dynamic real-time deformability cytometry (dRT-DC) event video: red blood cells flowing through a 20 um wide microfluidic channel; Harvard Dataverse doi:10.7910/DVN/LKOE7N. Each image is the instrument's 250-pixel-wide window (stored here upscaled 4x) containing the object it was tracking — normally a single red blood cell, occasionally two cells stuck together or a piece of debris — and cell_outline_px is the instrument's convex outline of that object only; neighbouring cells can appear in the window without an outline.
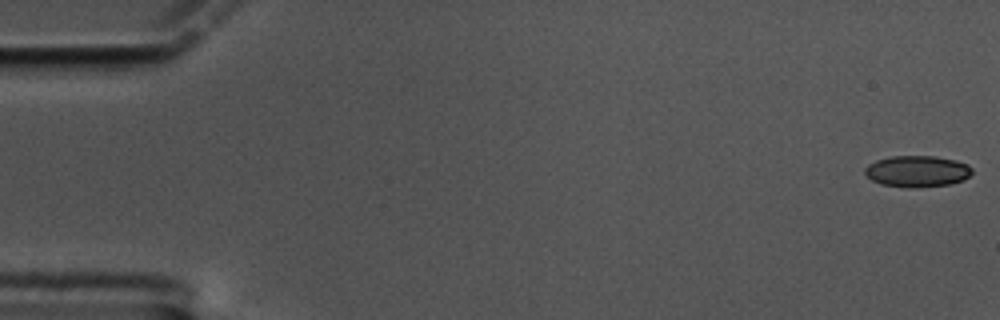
{"species": "common noctule bat (a hibernating species)", "species_latin": "Nyctalus noctula", "temperature_condition": "cold", "stored_images_in_passage": 60, "camera_frame_rate_fps": 3000, "um_per_image_px": 0.085, "animal": {"sex": "male", "body_mass_g": 17.5, "forearm_length_mm": 52.3}, "frame": {"image": 1, "passage_image": 1, "time_ms": 0.0, "image_size_px": [1000, 320], "cell_outline_px": [[972, 172], [964, 180], [948, 184], [908, 188], [880, 184], [872, 180], [864, 172], [864, 168], [868, 164], [876, 160], [892, 156], [936, 156], [956, 160], [968, 164], [972, 168]], "centroid_in_image_um": [77.95, 14.55], "position_along_channel_um": 7.0, "area_um2": 19.59}}
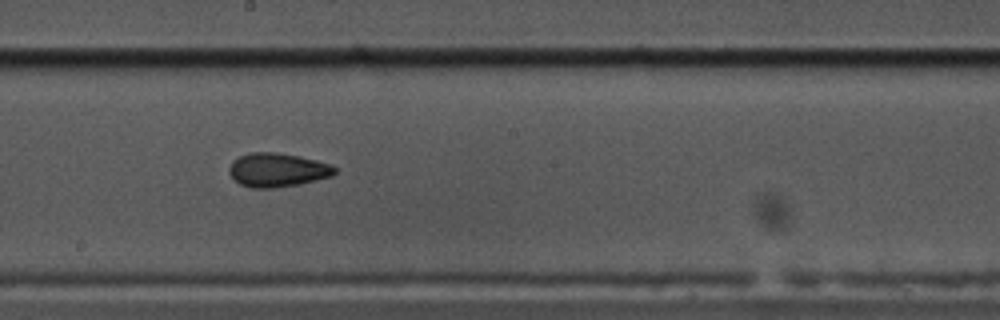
{"frame": {"image": 2, "passage_image": 33, "time_ms": 10.667, "image_size_px": [1000, 320], "cell_outline_px": [[336, 172], [332, 176], [300, 184], [276, 188], [248, 188], [240, 184], [228, 172], [228, 168], [232, 160], [248, 152], [276, 152], [300, 156], [332, 164], [336, 168]], "centroid_in_image_um": [23.57, 14.44], "position_along_channel_um": 224.6, "area_um2": 21.1}}
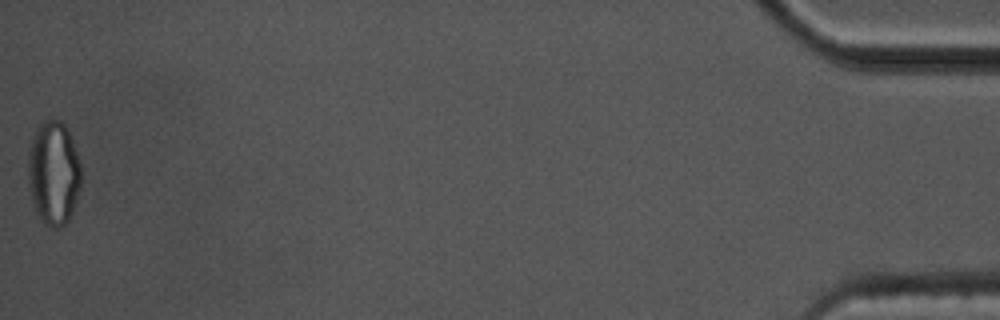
{"frame": {"image": 3, "passage_image": 60, "time_ms": 19.667, "image_size_px": [1000, 320], "cell_outline_px": [[80, 188], [72, 212], [68, 220], [60, 228], [52, 228], [44, 224], [40, 220], [36, 212], [28, 188], [28, 148], [32, 136], [36, 128], [44, 120], [60, 120], [68, 128], [80, 164]], "centroid_in_image_um": [4.53, 14.71], "position_along_channel_um": 430.7, "area_um2": 32.43}, "authors_computed_cell_mechanics": {"area_um2": 20.2878, "velocity_mm_per_s": 3.3689, "shape_relaxation_time_tau1_ms": 8.2708, "shape_relaxation_time_tau2_ms": 3.9885, "deformation_change_tau1": 0.1579, "deformation_change_tau2": 0.0909}}